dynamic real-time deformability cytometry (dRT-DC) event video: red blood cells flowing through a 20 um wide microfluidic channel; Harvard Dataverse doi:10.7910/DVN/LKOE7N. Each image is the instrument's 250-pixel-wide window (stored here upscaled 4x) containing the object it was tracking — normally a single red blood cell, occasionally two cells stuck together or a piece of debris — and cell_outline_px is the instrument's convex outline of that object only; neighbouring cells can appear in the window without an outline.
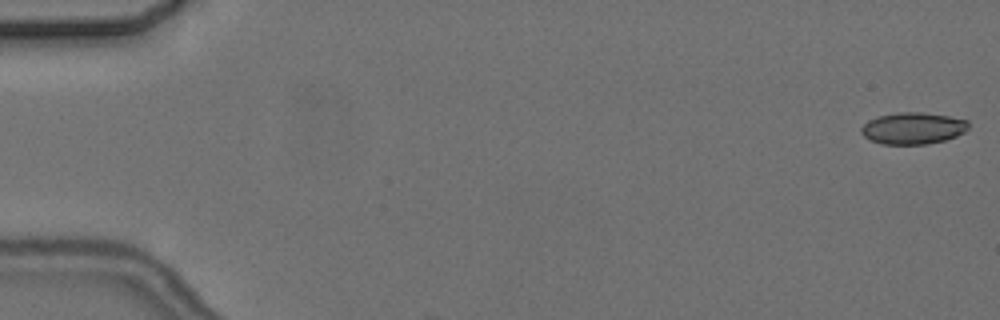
{"species": "common noctule bat (a hibernating species)", "species_latin": "Nyctalus noctula", "temperature_condition": "cold", "stored_images_in_passage": 4, "camera_frame_rate_fps": 3000, "um_per_image_px": 0.085, "animal": {"sex": "female", "body_mass_g": 24.6, "forearm_length_mm": 56.2}, "frame": {"image": 1, "passage_image": 4, "time_ms": 4.667, "image_size_px": [1000, 320], "cell_outline_px": [[968, 128], [964, 132], [956, 136], [944, 140], [928, 144], [880, 144], [864, 136], [860, 132], [860, 128], [868, 120], [876, 116], [896, 112], [924, 112], [948, 116], [968, 120]], "centroid_in_image_um": [77.58, 10.89], "position_along_channel_um": 7.4, "area_um2": 19.94}}